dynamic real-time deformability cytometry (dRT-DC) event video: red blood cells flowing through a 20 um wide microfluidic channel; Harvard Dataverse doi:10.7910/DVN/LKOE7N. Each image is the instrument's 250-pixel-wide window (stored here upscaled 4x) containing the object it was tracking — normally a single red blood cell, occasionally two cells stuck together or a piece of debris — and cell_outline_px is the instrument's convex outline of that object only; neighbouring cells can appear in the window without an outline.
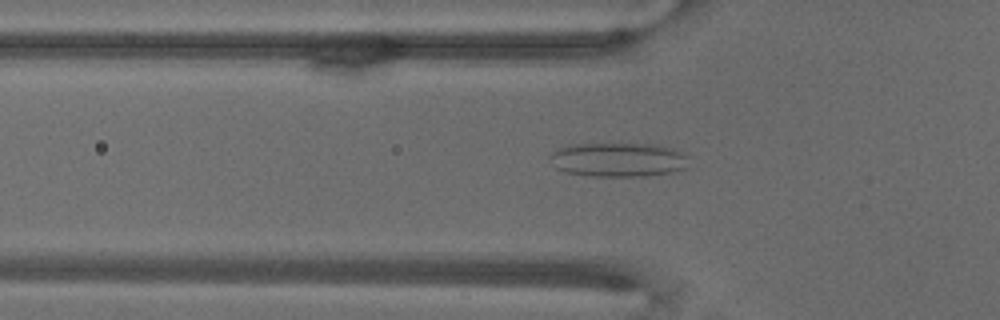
{"species": "common noctule bat (a hibernating species)", "species_latin": "Nyctalus noctula", "temperature_condition": "warm", "stored_images_in_passage": 68, "segment_of_instrument_passage": [1, 2], "camera_frame_rate_fps": 3000, "um_per_image_px": 0.085, "animal": {"sex": "male", "body_mass_g": 18.8}, "frame": {"image": 1, "passage_image": 23, "time_ms": 7.333, "image_size_px": [1000, 320], "cell_outline_px": [[692, 156], [688, 168], [672, 172], [644, 176], [588, 176], [568, 172], [556, 168], [552, 164], [548, 156], [552, 152], [568, 144], [620, 140], [656, 144], [672, 148]], "centroid_in_image_um": [52.6, 13.51], "position_along_channel_um": 73.2, "area_um2": 29.36}}
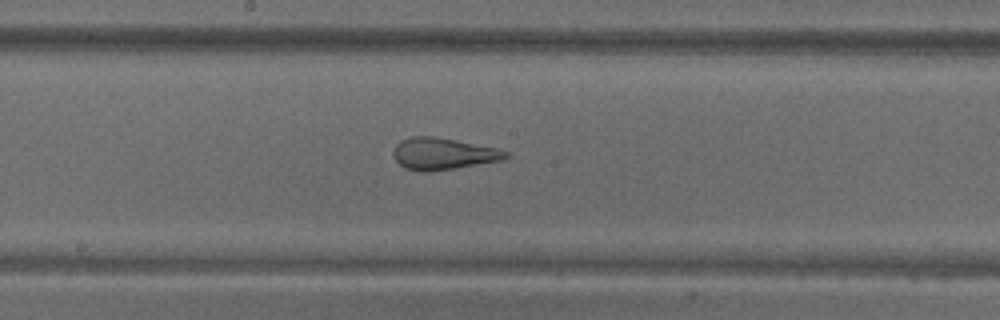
{"frame": {"image": 2, "passage_image": 37, "time_ms": 12.0, "image_size_px": [1000, 320], "cell_outline_px": [[512, 156], [504, 160], [456, 168], [428, 172], [420, 172], [404, 168], [392, 156], [392, 152], [396, 144], [400, 140], [412, 136], [436, 136], [496, 148], [508, 152]], "centroid_in_image_um": [37.65, 13.07], "position_along_channel_um": 210.5, "area_um2": 21.1}}
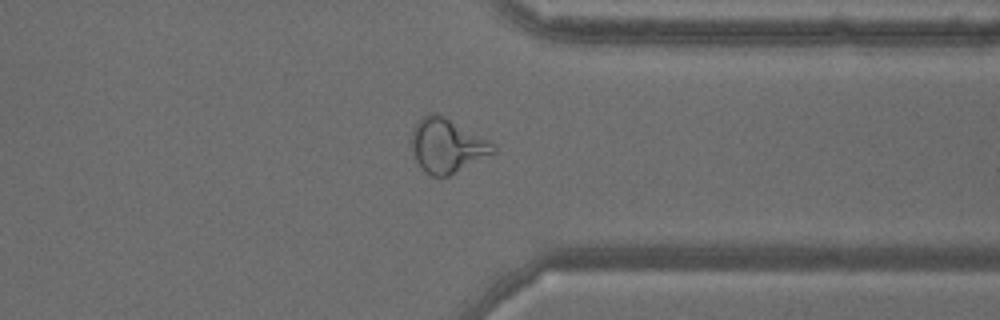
{"frame": {"image": 3, "passage_image": 54, "time_ms": 17.667, "image_size_px": [1000, 320], "cell_outline_px": [[496, 152], [448, 176], [432, 176], [424, 172], [420, 168], [416, 160], [412, 148], [412, 128], [428, 112], [436, 112], [444, 116], [488, 140], [496, 148]], "centroid_in_image_um": [37.97, 12.38], "position_along_channel_um": 373.4, "area_um2": 25.43}}